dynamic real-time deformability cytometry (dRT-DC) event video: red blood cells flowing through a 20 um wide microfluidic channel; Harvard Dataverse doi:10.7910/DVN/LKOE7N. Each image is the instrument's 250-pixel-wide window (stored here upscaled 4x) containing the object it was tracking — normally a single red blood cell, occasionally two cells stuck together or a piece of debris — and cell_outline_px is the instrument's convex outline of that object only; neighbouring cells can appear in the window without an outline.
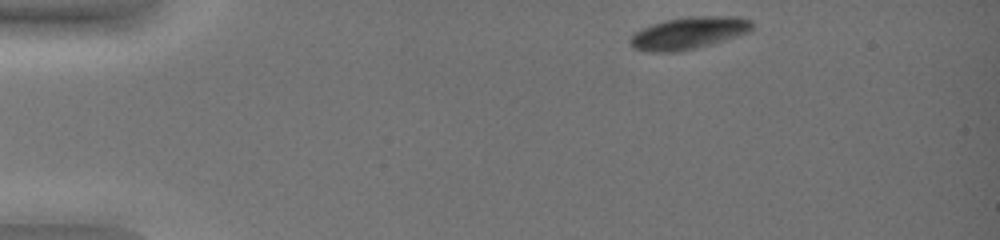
{"species": "common noctule bat (a hibernating species)", "species_latin": "Nyctalus noctula", "temperature_condition": "warm", "stored_images_in_passage": 43, "camera_frame_rate_fps": 3000, "um_per_image_px": 0.085, "animal": {"sex": "female", "body_mass_g": 19.0, "forearm_length_mm": 51.5}, "frame": {"image": 1, "passage_image": 1, "time_ms": 0.0, "image_size_px": [1000, 240], "cell_outline_px": [[752, 32], [696, 48], [680, 52], [648, 52], [632, 48], [628, 40], [636, 32], [652, 24], [664, 20], [688, 16], [736, 16], [752, 20]], "centroid_in_image_um": [58.55, 2.81], "position_along_channel_um": 26.4, "area_um2": 23.06}}
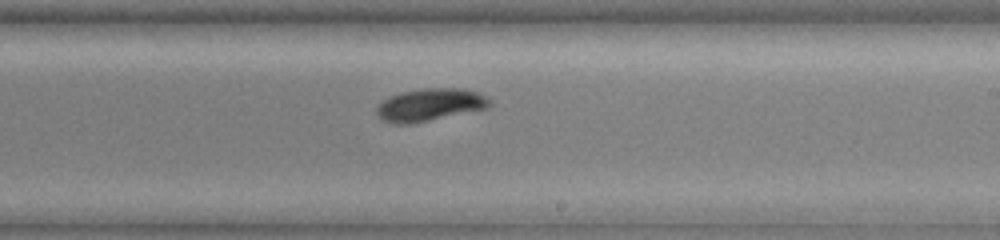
{"frame": {"image": 2, "passage_image": 26, "time_ms": 8.333, "image_size_px": [1000, 240], "cell_outline_px": [[492, 104], [488, 108], [412, 124], [392, 124], [380, 120], [376, 116], [376, 108], [384, 100], [400, 92], [424, 88], [464, 88], [476, 92], [492, 100]], "centroid_in_image_um": [36.53, 8.92], "position_along_channel_um": 252.5, "area_um2": 21.62}}
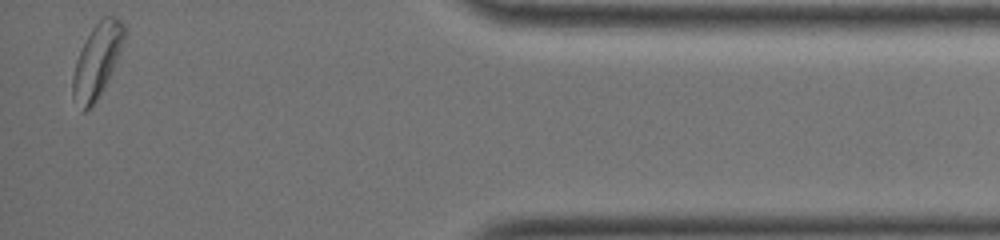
{"frame": {"image": 3, "passage_image": 43, "time_ms": 14.0, "image_size_px": [1000, 240], "cell_outline_px": [[128, 32], [120, 52], [108, 80], [96, 100], [84, 112], [80, 112], [72, 96], [72, 76], [76, 60], [92, 28], [100, 16], [116, 16], [128, 28]], "centroid_in_image_um": [8.27, 5.12], "position_along_channel_um": 426.9, "area_um2": 22.31}, "authors_computed_cell_mechanics": {"area_um2": 22.6576, "velocity_mm_per_s": 3.745, "shape_relaxation_time_tau1_ms": 2.6803, "shape_relaxation_time_tau2_ms": null, "deformation_change_tau1": 0.1245, "deformation_change_tau2": null}}